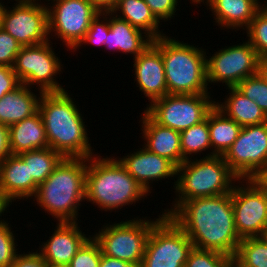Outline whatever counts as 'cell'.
I'll return each instance as SVG.
<instances>
[{"instance_id": "cell-37", "label": "cell", "mask_w": 267, "mask_h": 267, "mask_svg": "<svg viewBox=\"0 0 267 267\" xmlns=\"http://www.w3.org/2000/svg\"><path fill=\"white\" fill-rule=\"evenodd\" d=\"M21 48L17 40L0 27V66L13 67Z\"/></svg>"}, {"instance_id": "cell-17", "label": "cell", "mask_w": 267, "mask_h": 267, "mask_svg": "<svg viewBox=\"0 0 267 267\" xmlns=\"http://www.w3.org/2000/svg\"><path fill=\"white\" fill-rule=\"evenodd\" d=\"M78 222H59L50 239L39 248L44 261L53 266H68L81 246L90 238L79 229Z\"/></svg>"}, {"instance_id": "cell-26", "label": "cell", "mask_w": 267, "mask_h": 267, "mask_svg": "<svg viewBox=\"0 0 267 267\" xmlns=\"http://www.w3.org/2000/svg\"><path fill=\"white\" fill-rule=\"evenodd\" d=\"M208 126L212 152L205 157L223 156L236 141L242 129V126L226 117L215 106L208 113Z\"/></svg>"}, {"instance_id": "cell-4", "label": "cell", "mask_w": 267, "mask_h": 267, "mask_svg": "<svg viewBox=\"0 0 267 267\" xmlns=\"http://www.w3.org/2000/svg\"><path fill=\"white\" fill-rule=\"evenodd\" d=\"M98 156V157H95ZM100 155L88 158L85 200L104 211L121 209L147 198V192L125 170L117 158ZM120 207V208H119Z\"/></svg>"}, {"instance_id": "cell-9", "label": "cell", "mask_w": 267, "mask_h": 267, "mask_svg": "<svg viewBox=\"0 0 267 267\" xmlns=\"http://www.w3.org/2000/svg\"><path fill=\"white\" fill-rule=\"evenodd\" d=\"M209 94H167L144 111L159 125L183 131L206 119L216 101Z\"/></svg>"}, {"instance_id": "cell-24", "label": "cell", "mask_w": 267, "mask_h": 267, "mask_svg": "<svg viewBox=\"0 0 267 267\" xmlns=\"http://www.w3.org/2000/svg\"><path fill=\"white\" fill-rule=\"evenodd\" d=\"M9 143L13 155L49 147L39 111L9 127Z\"/></svg>"}, {"instance_id": "cell-20", "label": "cell", "mask_w": 267, "mask_h": 267, "mask_svg": "<svg viewBox=\"0 0 267 267\" xmlns=\"http://www.w3.org/2000/svg\"><path fill=\"white\" fill-rule=\"evenodd\" d=\"M143 140L145 148L165 157L177 167L182 164L180 132L156 123L145 111L142 114Z\"/></svg>"}, {"instance_id": "cell-29", "label": "cell", "mask_w": 267, "mask_h": 267, "mask_svg": "<svg viewBox=\"0 0 267 267\" xmlns=\"http://www.w3.org/2000/svg\"><path fill=\"white\" fill-rule=\"evenodd\" d=\"M234 258V267H267V240L265 237L243 238Z\"/></svg>"}, {"instance_id": "cell-19", "label": "cell", "mask_w": 267, "mask_h": 267, "mask_svg": "<svg viewBox=\"0 0 267 267\" xmlns=\"http://www.w3.org/2000/svg\"><path fill=\"white\" fill-rule=\"evenodd\" d=\"M38 185L29 177V162L18 155L0 162V197L10 206L13 201L27 200L35 195Z\"/></svg>"}, {"instance_id": "cell-31", "label": "cell", "mask_w": 267, "mask_h": 267, "mask_svg": "<svg viewBox=\"0 0 267 267\" xmlns=\"http://www.w3.org/2000/svg\"><path fill=\"white\" fill-rule=\"evenodd\" d=\"M246 30L248 41L259 58L267 57V4L256 12Z\"/></svg>"}, {"instance_id": "cell-25", "label": "cell", "mask_w": 267, "mask_h": 267, "mask_svg": "<svg viewBox=\"0 0 267 267\" xmlns=\"http://www.w3.org/2000/svg\"><path fill=\"white\" fill-rule=\"evenodd\" d=\"M229 96L215 107L226 117L233 119L240 126L259 125L267 122V115L252 100L245 97L236 87H227Z\"/></svg>"}, {"instance_id": "cell-42", "label": "cell", "mask_w": 267, "mask_h": 267, "mask_svg": "<svg viewBox=\"0 0 267 267\" xmlns=\"http://www.w3.org/2000/svg\"><path fill=\"white\" fill-rule=\"evenodd\" d=\"M100 267H137L136 265L124 261V260H120L117 258H113L107 255H101V259H100Z\"/></svg>"}, {"instance_id": "cell-40", "label": "cell", "mask_w": 267, "mask_h": 267, "mask_svg": "<svg viewBox=\"0 0 267 267\" xmlns=\"http://www.w3.org/2000/svg\"><path fill=\"white\" fill-rule=\"evenodd\" d=\"M27 252L26 254H18L10 267H49V265L41 257L40 253Z\"/></svg>"}, {"instance_id": "cell-35", "label": "cell", "mask_w": 267, "mask_h": 267, "mask_svg": "<svg viewBox=\"0 0 267 267\" xmlns=\"http://www.w3.org/2000/svg\"><path fill=\"white\" fill-rule=\"evenodd\" d=\"M109 11L99 12L97 16L91 21L90 27L84 36L83 40L74 49L80 48L83 44H96L104 47L109 28ZM103 17V18H102ZM101 18L103 20H101ZM82 44V45H81Z\"/></svg>"}, {"instance_id": "cell-43", "label": "cell", "mask_w": 267, "mask_h": 267, "mask_svg": "<svg viewBox=\"0 0 267 267\" xmlns=\"http://www.w3.org/2000/svg\"><path fill=\"white\" fill-rule=\"evenodd\" d=\"M101 12L111 11L119 0H89Z\"/></svg>"}, {"instance_id": "cell-5", "label": "cell", "mask_w": 267, "mask_h": 267, "mask_svg": "<svg viewBox=\"0 0 267 267\" xmlns=\"http://www.w3.org/2000/svg\"><path fill=\"white\" fill-rule=\"evenodd\" d=\"M152 43L161 51L168 94H210L205 49L166 35Z\"/></svg>"}, {"instance_id": "cell-44", "label": "cell", "mask_w": 267, "mask_h": 267, "mask_svg": "<svg viewBox=\"0 0 267 267\" xmlns=\"http://www.w3.org/2000/svg\"><path fill=\"white\" fill-rule=\"evenodd\" d=\"M258 73L267 84V57L259 59Z\"/></svg>"}, {"instance_id": "cell-2", "label": "cell", "mask_w": 267, "mask_h": 267, "mask_svg": "<svg viewBox=\"0 0 267 267\" xmlns=\"http://www.w3.org/2000/svg\"><path fill=\"white\" fill-rule=\"evenodd\" d=\"M67 90L42 93L38 111L45 126L48 146L65 158L94 156L84 117Z\"/></svg>"}, {"instance_id": "cell-11", "label": "cell", "mask_w": 267, "mask_h": 267, "mask_svg": "<svg viewBox=\"0 0 267 267\" xmlns=\"http://www.w3.org/2000/svg\"><path fill=\"white\" fill-rule=\"evenodd\" d=\"M239 182L241 186L234 185L231 192L236 231L241 239L263 237L267 229V189L257 179Z\"/></svg>"}, {"instance_id": "cell-47", "label": "cell", "mask_w": 267, "mask_h": 267, "mask_svg": "<svg viewBox=\"0 0 267 267\" xmlns=\"http://www.w3.org/2000/svg\"><path fill=\"white\" fill-rule=\"evenodd\" d=\"M178 1V0H177ZM194 2V4L196 3V4H200L201 2L204 4V3H208L209 2V0H192L191 1V3H193Z\"/></svg>"}, {"instance_id": "cell-16", "label": "cell", "mask_w": 267, "mask_h": 267, "mask_svg": "<svg viewBox=\"0 0 267 267\" xmlns=\"http://www.w3.org/2000/svg\"><path fill=\"white\" fill-rule=\"evenodd\" d=\"M143 148H139L140 150L132 154L130 152L118 161L147 193H151L149 183L168 177L175 178L177 166L167 158Z\"/></svg>"}, {"instance_id": "cell-27", "label": "cell", "mask_w": 267, "mask_h": 267, "mask_svg": "<svg viewBox=\"0 0 267 267\" xmlns=\"http://www.w3.org/2000/svg\"><path fill=\"white\" fill-rule=\"evenodd\" d=\"M111 11L118 18L129 22L133 27L143 30L153 40L165 35L158 29L160 22L155 18L144 0H119Z\"/></svg>"}, {"instance_id": "cell-22", "label": "cell", "mask_w": 267, "mask_h": 267, "mask_svg": "<svg viewBox=\"0 0 267 267\" xmlns=\"http://www.w3.org/2000/svg\"><path fill=\"white\" fill-rule=\"evenodd\" d=\"M208 6L214 13V22L221 28L245 30L264 5L259 0H209Z\"/></svg>"}, {"instance_id": "cell-10", "label": "cell", "mask_w": 267, "mask_h": 267, "mask_svg": "<svg viewBox=\"0 0 267 267\" xmlns=\"http://www.w3.org/2000/svg\"><path fill=\"white\" fill-rule=\"evenodd\" d=\"M50 43L52 42L46 41L23 46L13 65V71L20 82L28 87L37 84L39 93L66 91L56 81L55 76L61 74L63 68Z\"/></svg>"}, {"instance_id": "cell-6", "label": "cell", "mask_w": 267, "mask_h": 267, "mask_svg": "<svg viewBox=\"0 0 267 267\" xmlns=\"http://www.w3.org/2000/svg\"><path fill=\"white\" fill-rule=\"evenodd\" d=\"M192 160V161H191ZM185 160L177 167V181L174 182L176 195L171 209L163 212L169 216L182 202L195 198L219 196L232 192L240 180L224 161L223 156L203 157ZM235 181V183L233 182ZM233 183V184H232Z\"/></svg>"}, {"instance_id": "cell-1", "label": "cell", "mask_w": 267, "mask_h": 267, "mask_svg": "<svg viewBox=\"0 0 267 267\" xmlns=\"http://www.w3.org/2000/svg\"><path fill=\"white\" fill-rule=\"evenodd\" d=\"M169 216L195 248L235 256L242 239L235 228L231 192L186 200Z\"/></svg>"}, {"instance_id": "cell-46", "label": "cell", "mask_w": 267, "mask_h": 267, "mask_svg": "<svg viewBox=\"0 0 267 267\" xmlns=\"http://www.w3.org/2000/svg\"><path fill=\"white\" fill-rule=\"evenodd\" d=\"M7 207H9V205L0 197V216H2V213L4 214L5 211L7 212Z\"/></svg>"}, {"instance_id": "cell-49", "label": "cell", "mask_w": 267, "mask_h": 267, "mask_svg": "<svg viewBox=\"0 0 267 267\" xmlns=\"http://www.w3.org/2000/svg\"><path fill=\"white\" fill-rule=\"evenodd\" d=\"M264 237H265V239L267 240V229H266V232H265V234H264Z\"/></svg>"}, {"instance_id": "cell-36", "label": "cell", "mask_w": 267, "mask_h": 267, "mask_svg": "<svg viewBox=\"0 0 267 267\" xmlns=\"http://www.w3.org/2000/svg\"><path fill=\"white\" fill-rule=\"evenodd\" d=\"M8 224L5 220L0 221V267H10L18 255L16 237Z\"/></svg>"}, {"instance_id": "cell-30", "label": "cell", "mask_w": 267, "mask_h": 267, "mask_svg": "<svg viewBox=\"0 0 267 267\" xmlns=\"http://www.w3.org/2000/svg\"><path fill=\"white\" fill-rule=\"evenodd\" d=\"M182 163L189 160L190 155H197L202 151L211 150L208 126V115L202 122L180 132ZM197 153V154H196ZM189 154V156H188Z\"/></svg>"}, {"instance_id": "cell-18", "label": "cell", "mask_w": 267, "mask_h": 267, "mask_svg": "<svg viewBox=\"0 0 267 267\" xmlns=\"http://www.w3.org/2000/svg\"><path fill=\"white\" fill-rule=\"evenodd\" d=\"M135 81L149 102L168 94L161 51L152 43L133 59Z\"/></svg>"}, {"instance_id": "cell-34", "label": "cell", "mask_w": 267, "mask_h": 267, "mask_svg": "<svg viewBox=\"0 0 267 267\" xmlns=\"http://www.w3.org/2000/svg\"><path fill=\"white\" fill-rule=\"evenodd\" d=\"M101 255L99 243L91 236L77 251L68 267H100Z\"/></svg>"}, {"instance_id": "cell-23", "label": "cell", "mask_w": 267, "mask_h": 267, "mask_svg": "<svg viewBox=\"0 0 267 267\" xmlns=\"http://www.w3.org/2000/svg\"><path fill=\"white\" fill-rule=\"evenodd\" d=\"M21 83L0 99V123L10 127L38 112L40 97Z\"/></svg>"}, {"instance_id": "cell-45", "label": "cell", "mask_w": 267, "mask_h": 267, "mask_svg": "<svg viewBox=\"0 0 267 267\" xmlns=\"http://www.w3.org/2000/svg\"><path fill=\"white\" fill-rule=\"evenodd\" d=\"M256 179L267 189V166Z\"/></svg>"}, {"instance_id": "cell-12", "label": "cell", "mask_w": 267, "mask_h": 267, "mask_svg": "<svg viewBox=\"0 0 267 267\" xmlns=\"http://www.w3.org/2000/svg\"><path fill=\"white\" fill-rule=\"evenodd\" d=\"M223 158L239 179H256L267 166V122L243 126Z\"/></svg>"}, {"instance_id": "cell-48", "label": "cell", "mask_w": 267, "mask_h": 267, "mask_svg": "<svg viewBox=\"0 0 267 267\" xmlns=\"http://www.w3.org/2000/svg\"><path fill=\"white\" fill-rule=\"evenodd\" d=\"M5 6V4H3L2 2H0V21H1V13L3 10V7Z\"/></svg>"}, {"instance_id": "cell-32", "label": "cell", "mask_w": 267, "mask_h": 267, "mask_svg": "<svg viewBox=\"0 0 267 267\" xmlns=\"http://www.w3.org/2000/svg\"><path fill=\"white\" fill-rule=\"evenodd\" d=\"M184 267H234V258L217 251L193 247Z\"/></svg>"}, {"instance_id": "cell-13", "label": "cell", "mask_w": 267, "mask_h": 267, "mask_svg": "<svg viewBox=\"0 0 267 267\" xmlns=\"http://www.w3.org/2000/svg\"><path fill=\"white\" fill-rule=\"evenodd\" d=\"M16 1L12 9L3 7L0 27L22 47L51 41L48 34L47 5L42 2L40 4L39 0V3L36 0Z\"/></svg>"}, {"instance_id": "cell-7", "label": "cell", "mask_w": 267, "mask_h": 267, "mask_svg": "<svg viewBox=\"0 0 267 267\" xmlns=\"http://www.w3.org/2000/svg\"><path fill=\"white\" fill-rule=\"evenodd\" d=\"M155 221L134 218L125 220L112 225H103L93 235L99 243L103 255L130 262L137 267L141 266L148 237L153 225L161 218Z\"/></svg>"}, {"instance_id": "cell-39", "label": "cell", "mask_w": 267, "mask_h": 267, "mask_svg": "<svg viewBox=\"0 0 267 267\" xmlns=\"http://www.w3.org/2000/svg\"><path fill=\"white\" fill-rule=\"evenodd\" d=\"M21 84L13 67L0 66V99Z\"/></svg>"}, {"instance_id": "cell-41", "label": "cell", "mask_w": 267, "mask_h": 267, "mask_svg": "<svg viewBox=\"0 0 267 267\" xmlns=\"http://www.w3.org/2000/svg\"><path fill=\"white\" fill-rule=\"evenodd\" d=\"M9 143V127L0 123V162L4 161L8 156H11Z\"/></svg>"}, {"instance_id": "cell-8", "label": "cell", "mask_w": 267, "mask_h": 267, "mask_svg": "<svg viewBox=\"0 0 267 267\" xmlns=\"http://www.w3.org/2000/svg\"><path fill=\"white\" fill-rule=\"evenodd\" d=\"M193 247L185 232L163 215L151 229L140 267H184Z\"/></svg>"}, {"instance_id": "cell-3", "label": "cell", "mask_w": 267, "mask_h": 267, "mask_svg": "<svg viewBox=\"0 0 267 267\" xmlns=\"http://www.w3.org/2000/svg\"><path fill=\"white\" fill-rule=\"evenodd\" d=\"M88 158H63L41 183L33 196L45 212L58 222H77L79 206L85 199Z\"/></svg>"}, {"instance_id": "cell-38", "label": "cell", "mask_w": 267, "mask_h": 267, "mask_svg": "<svg viewBox=\"0 0 267 267\" xmlns=\"http://www.w3.org/2000/svg\"><path fill=\"white\" fill-rule=\"evenodd\" d=\"M150 7L151 12L159 21H168L175 16L178 1L177 0H144ZM162 20V21H160Z\"/></svg>"}, {"instance_id": "cell-14", "label": "cell", "mask_w": 267, "mask_h": 267, "mask_svg": "<svg viewBox=\"0 0 267 267\" xmlns=\"http://www.w3.org/2000/svg\"><path fill=\"white\" fill-rule=\"evenodd\" d=\"M52 1L53 4L47 6L48 34L54 32L69 50H74L86 35L91 21L101 11L89 0Z\"/></svg>"}, {"instance_id": "cell-15", "label": "cell", "mask_w": 267, "mask_h": 267, "mask_svg": "<svg viewBox=\"0 0 267 267\" xmlns=\"http://www.w3.org/2000/svg\"><path fill=\"white\" fill-rule=\"evenodd\" d=\"M259 59L248 40L241 45L225 46L212 56H206L207 82L236 87L245 78L258 73Z\"/></svg>"}, {"instance_id": "cell-33", "label": "cell", "mask_w": 267, "mask_h": 267, "mask_svg": "<svg viewBox=\"0 0 267 267\" xmlns=\"http://www.w3.org/2000/svg\"><path fill=\"white\" fill-rule=\"evenodd\" d=\"M236 88L249 100L255 102L267 115V84L259 73L245 78Z\"/></svg>"}, {"instance_id": "cell-28", "label": "cell", "mask_w": 267, "mask_h": 267, "mask_svg": "<svg viewBox=\"0 0 267 267\" xmlns=\"http://www.w3.org/2000/svg\"><path fill=\"white\" fill-rule=\"evenodd\" d=\"M18 156L24 162H29V177H32L38 186L46 180L64 158L50 147L22 152Z\"/></svg>"}, {"instance_id": "cell-21", "label": "cell", "mask_w": 267, "mask_h": 267, "mask_svg": "<svg viewBox=\"0 0 267 267\" xmlns=\"http://www.w3.org/2000/svg\"><path fill=\"white\" fill-rule=\"evenodd\" d=\"M109 16L110 30L104 42V46L109 50H116L127 55L130 53L135 58L152 44L153 39L145 32L118 18L112 11H109Z\"/></svg>"}]
</instances>
